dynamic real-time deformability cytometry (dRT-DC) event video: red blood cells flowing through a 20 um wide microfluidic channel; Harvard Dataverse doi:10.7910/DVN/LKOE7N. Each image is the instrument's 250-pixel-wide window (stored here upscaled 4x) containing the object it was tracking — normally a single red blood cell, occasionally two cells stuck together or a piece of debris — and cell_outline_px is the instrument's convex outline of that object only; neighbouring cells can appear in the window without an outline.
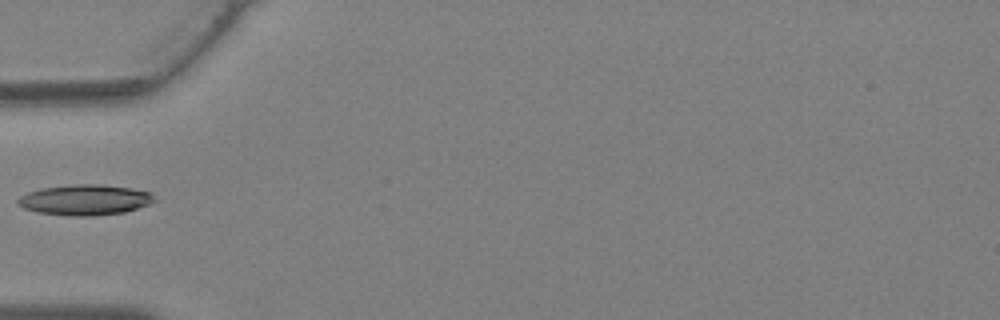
{"species": "Egyptian fruit bat (a non-hibernating species)", "species_latin": "Rousettus aegyptiacus", "temperature_condition": "warm", "stored_images_in_passage": 26, "camera_frame_rate_fps": 3000, "um_per_image_px": 0.085, "animal": {"sex": "female"}, "frame": {"image": 1, "passage_image": 1, "time_ms": 0.0, "image_size_px": [1000, 320], "cell_outline_px": [[156, 200], [148, 204], [124, 212], [92, 216], [68, 216], [36, 212], [24, 208], [16, 204], [16, 200], [20, 196], [28, 192], [40, 188], [76, 184], [100, 184], [132, 188], [152, 192]], "centroid_in_image_um": [7.19, 16.98], "position_along_channel_um": 77.8, "area_um2": 24.45}}
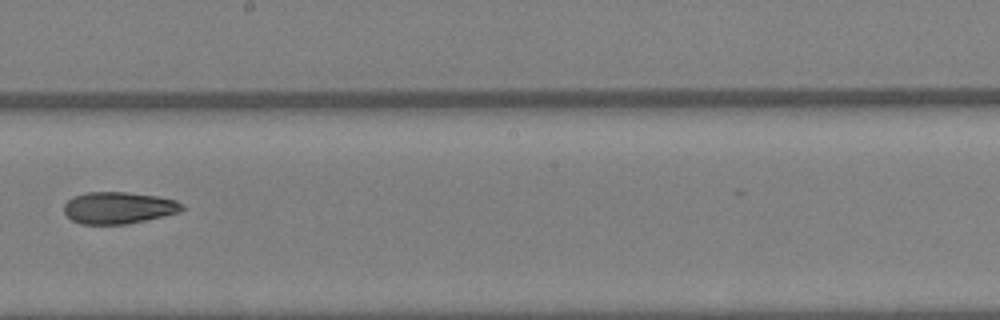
{"frame": {"image": 2, "passage_image": 10, "time_ms": 3.0, "image_size_px": [1000, 320], "cell_outline_px": [[184, 208], [180, 212], [164, 216], [128, 224], [80, 224], [72, 220], [64, 212], [64, 204], [72, 196], [84, 192], [128, 192], [156, 196], [176, 200], [184, 204]], "centroid_in_image_um": [10.07, 17.66], "position_along_channel_um": 238.1, "area_um2": 22.08}}
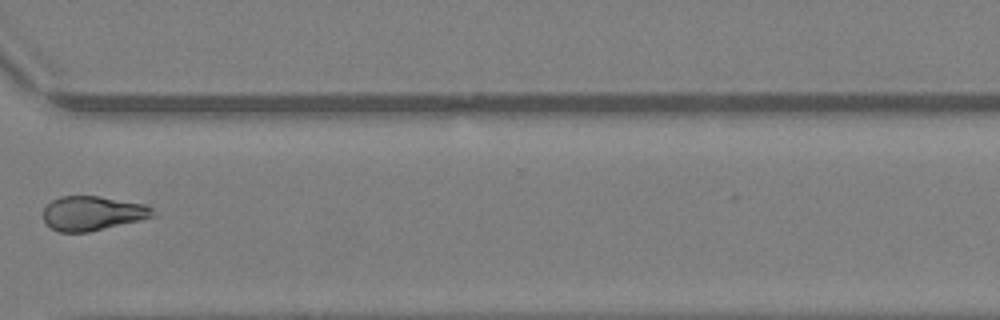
{"frame": {"image": 3, "passage_image": 17, "time_ms": 5.333, "image_size_px": [1000, 320], "cell_outline_px": [[156, 216], [140, 220], [88, 232], [60, 232], [52, 228], [44, 220], [44, 208], [52, 200], [60, 196], [100, 196], [144, 204], [152, 208]], "centroid_in_image_um": [7.87, 18.12], "position_along_channel_um": 362.7, "area_um2": 21.79}}